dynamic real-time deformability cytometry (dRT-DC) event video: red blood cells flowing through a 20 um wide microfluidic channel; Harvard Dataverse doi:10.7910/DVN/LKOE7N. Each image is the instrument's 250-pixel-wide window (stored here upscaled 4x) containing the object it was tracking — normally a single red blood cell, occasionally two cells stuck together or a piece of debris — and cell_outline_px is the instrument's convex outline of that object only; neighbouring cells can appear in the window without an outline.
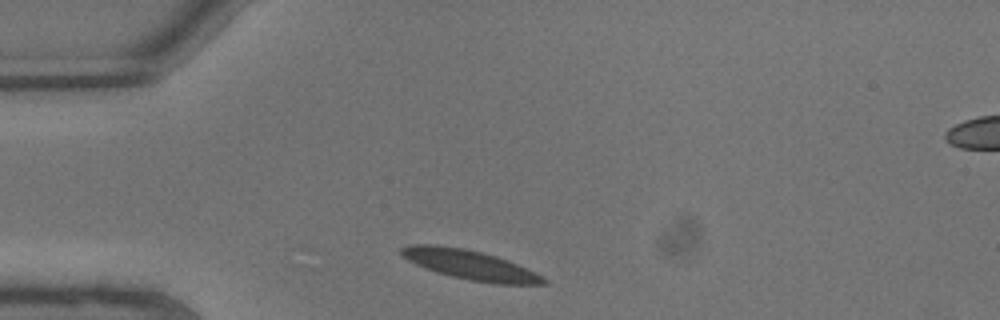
{"species": "common noctule bat (a hibernating species)", "species_latin": "Nyctalus noctula", "temperature_condition": "warm", "stored_images_in_passage": 2, "camera_frame_rate_fps": 3000, "um_per_image_px": 0.085, "animal": {"sex": "male", "body_mass_g": 13.3}, "frame": {"image": 1, "passage_image": 1, "time_ms": 0.0, "image_size_px": [1000, 320], "cell_outline_px": [[548, 284], [496, 284], [472, 280], [452, 276], [416, 264], [400, 256], [400, 248], [412, 244], [436, 244], [464, 248], [496, 256], [516, 264], [544, 276], [548, 280]], "centroid_in_image_um": [39.96, 22.5], "position_along_channel_um": 45.0, "area_um2": 24.16}}